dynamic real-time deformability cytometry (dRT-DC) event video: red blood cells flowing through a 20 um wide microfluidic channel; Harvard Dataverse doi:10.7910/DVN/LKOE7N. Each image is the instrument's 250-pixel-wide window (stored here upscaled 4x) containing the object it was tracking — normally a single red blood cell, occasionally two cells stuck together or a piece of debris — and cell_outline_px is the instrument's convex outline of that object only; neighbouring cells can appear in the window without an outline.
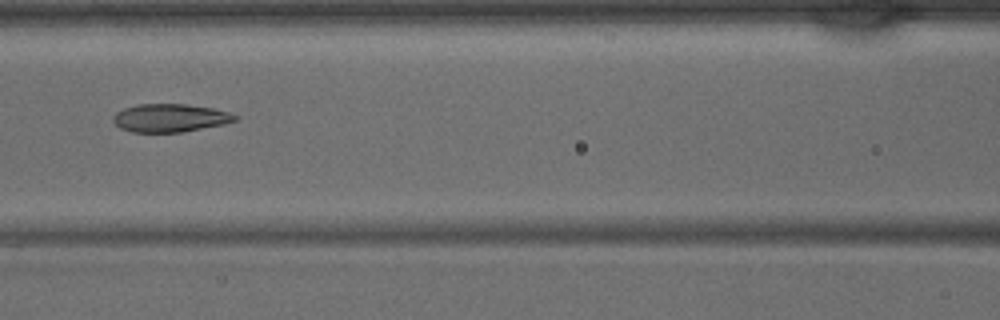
{"species": "common noctule bat (a hibernating species)", "species_latin": "Nyctalus noctula", "temperature_condition": "warm", "stored_images_in_passage": 41, "camera_frame_rate_fps": 3000, "um_per_image_px": 0.085, "animal": {"sex": "male", "body_mass_g": 15.6}, "frame": {"image": 1, "passage_image": 18, "time_ms": 5.667, "image_size_px": [1000, 320], "cell_outline_px": [[240, 116], [236, 120], [224, 124], [180, 132], [132, 132], [120, 128], [112, 120], [112, 116], [116, 112], [124, 108], [136, 104], [184, 104], [212, 108], [228, 112]], "centroid_in_image_um": [14.43, 10.02], "position_along_channel_um": 152.2, "area_um2": 19.94}}